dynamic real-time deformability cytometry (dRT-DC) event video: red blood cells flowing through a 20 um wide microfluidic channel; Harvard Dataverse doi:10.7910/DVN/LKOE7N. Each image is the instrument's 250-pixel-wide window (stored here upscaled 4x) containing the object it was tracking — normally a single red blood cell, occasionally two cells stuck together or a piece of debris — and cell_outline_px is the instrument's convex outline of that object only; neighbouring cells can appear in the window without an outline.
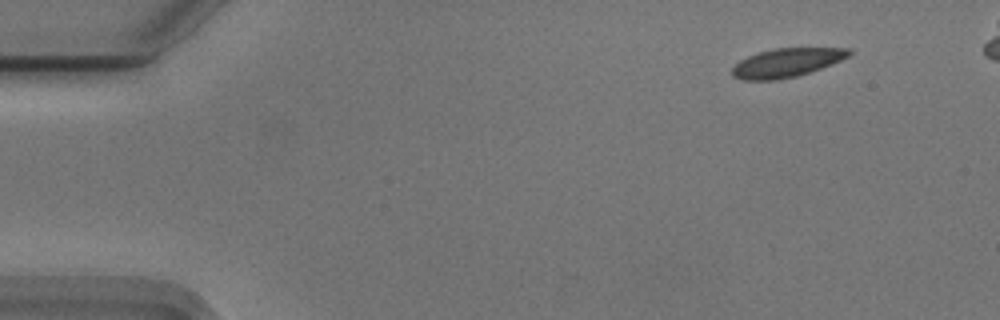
{"species": "Egyptian fruit bat (a non-hibernating species)", "species_latin": "Rousettus aegyptiacus", "temperature_condition": "cold", "stored_images_in_passage": 17, "camera_frame_rate_fps": 3000, "um_per_image_px": 0.085, "animal": {"sex": "male"}, "frame": {"image": 1, "passage_image": 1, "time_ms": 0.0, "image_size_px": [1000, 320], "cell_outline_px": [[852, 52], [848, 56], [832, 64], [796, 76], [776, 80], [744, 80], [732, 76], [732, 68], [740, 60], [756, 52], [776, 48], [852, 48]], "centroid_in_image_um": [66.84, 5.32], "position_along_channel_um": 18.2, "area_um2": 19.48}}
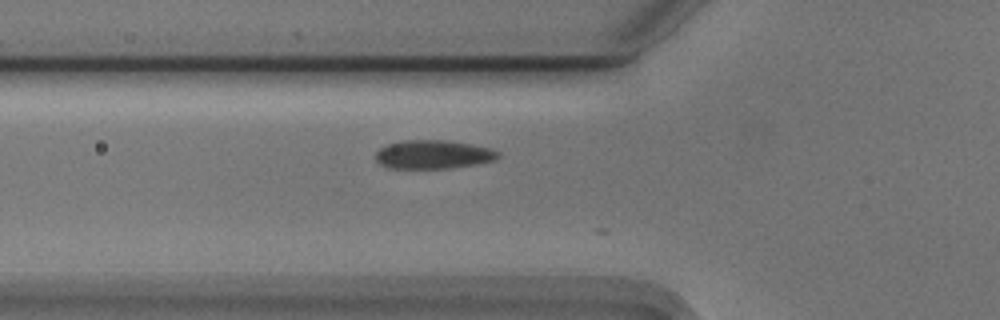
{"frame": {"image": 2, "passage_image": 15, "time_ms": 4.667, "image_size_px": [1000, 320], "cell_outline_px": [[500, 156], [492, 160], [476, 164], [448, 168], [388, 168], [380, 164], [376, 160], [376, 152], [380, 148], [388, 144], [404, 140], [444, 140], [472, 144], [492, 148], [500, 152]], "centroid_in_image_um": [36.83, 13.12], "position_along_channel_um": 89.0, "area_um2": 20.4}}